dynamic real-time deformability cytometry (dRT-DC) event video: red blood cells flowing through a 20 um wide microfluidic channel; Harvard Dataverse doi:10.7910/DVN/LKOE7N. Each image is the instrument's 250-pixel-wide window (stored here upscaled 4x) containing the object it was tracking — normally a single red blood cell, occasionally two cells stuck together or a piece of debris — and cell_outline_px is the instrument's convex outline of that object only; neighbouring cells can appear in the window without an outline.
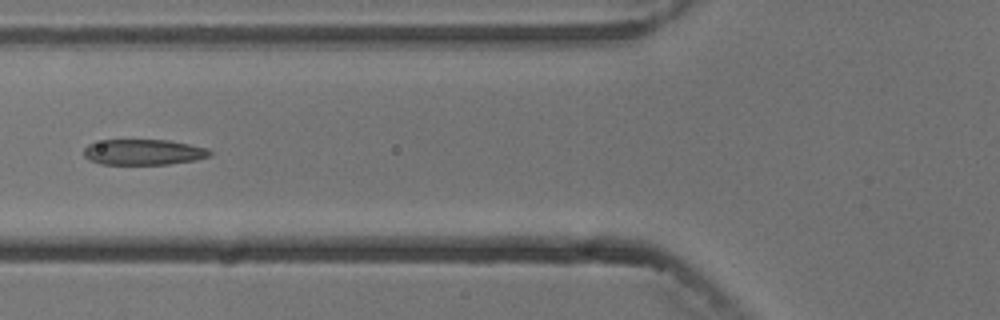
{"species": "common noctule bat (a hibernating species)", "species_latin": "Nyctalus noctula", "temperature_condition": "cold", "stored_images_in_passage": 9, "camera_frame_rate_fps": 3000, "um_per_image_px": 0.085, "animal": {"sex": "male", "body_mass_g": 13.3}, "frame": {"image": 1, "passage_image": 6, "time_ms": 6.667, "image_size_px": [1000, 320], "cell_outline_px": [[212, 152], [208, 156], [196, 160], [168, 164], [100, 164], [88, 160], [84, 156], [84, 148], [88, 144], [104, 140], [168, 140], [208, 148]], "centroid_in_image_um": [12.17, 12.93], "position_along_channel_um": 113.6, "area_um2": 18.79}}
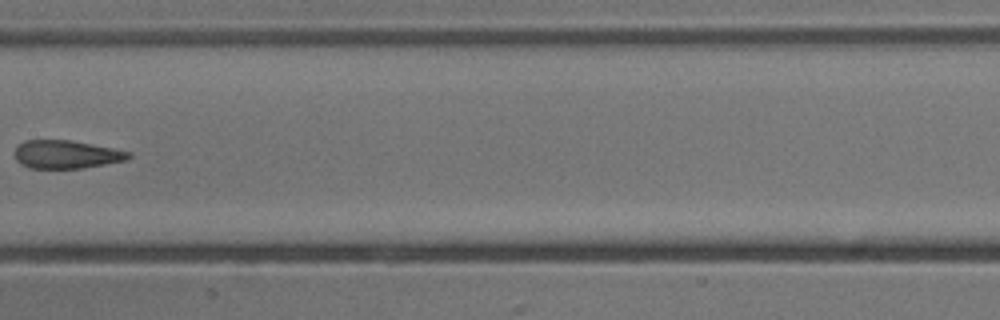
{"frame": {"image": 2, "passage_image": 8, "time_ms": 9.0, "image_size_px": [1000, 320], "cell_outline_px": [[132, 156], [128, 160], [84, 168], [28, 168], [20, 164], [16, 160], [16, 148], [24, 140], [72, 140], [112, 148], [128, 152]], "centroid_in_image_um": [5.64, 13.13], "position_along_channel_um": 201.8, "area_um2": 18.67}}
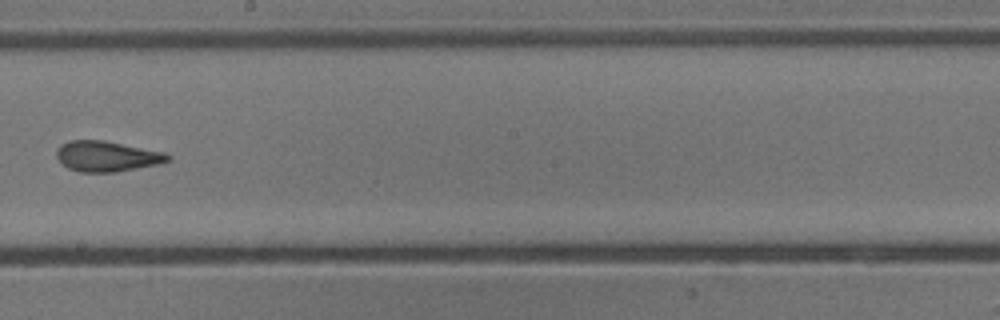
{"frame": {"image": 3, "passage_image": 9, "time_ms": 10.0, "image_size_px": [1000, 320], "cell_outline_px": [[172, 160], [156, 164], [116, 172], [80, 172], [68, 168], [56, 156], [56, 152], [60, 144], [68, 140], [104, 140], [164, 152], [172, 156]], "centroid_in_image_um": [9.08, 13.27], "position_along_channel_um": 239.1, "area_um2": 19.71}}